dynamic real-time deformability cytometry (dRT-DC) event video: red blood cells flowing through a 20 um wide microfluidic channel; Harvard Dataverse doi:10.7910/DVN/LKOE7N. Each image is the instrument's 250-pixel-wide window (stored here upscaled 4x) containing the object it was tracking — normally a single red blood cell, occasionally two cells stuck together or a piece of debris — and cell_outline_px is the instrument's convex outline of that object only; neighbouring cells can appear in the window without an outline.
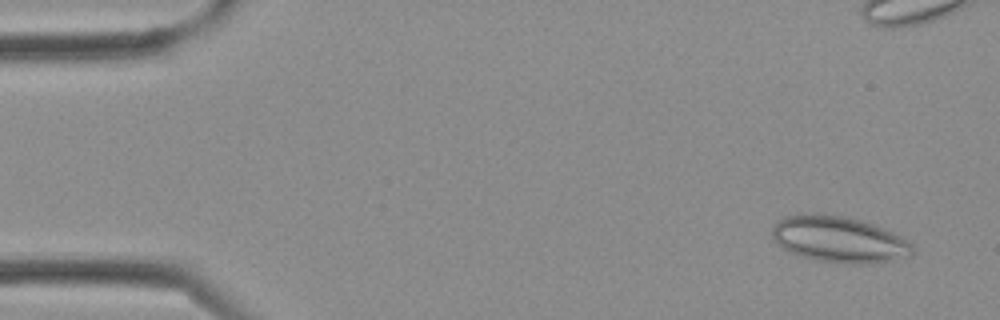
{"species": "Egyptian fruit bat (a non-hibernating species)", "species_latin": "Rousettus aegyptiacus", "temperature_condition": "cold", "stored_images_in_passage": 3, "camera_frame_rate_fps": 3000, "um_per_image_px": 0.085, "frame": {"image": 1, "passage_image": 1, "time_ms": 0.0, "image_size_px": [1000, 320], "cell_outline_px": [[912, 256], [860, 264], [852, 264], [816, 260], [800, 256], [776, 244], [772, 236], [772, 228], [784, 216], [800, 212], [824, 212], [848, 216], [872, 224], [908, 240], [912, 244]], "centroid_in_image_um": [71.25, 20.31], "position_along_channel_um": 13.8, "area_um2": 37.86}}